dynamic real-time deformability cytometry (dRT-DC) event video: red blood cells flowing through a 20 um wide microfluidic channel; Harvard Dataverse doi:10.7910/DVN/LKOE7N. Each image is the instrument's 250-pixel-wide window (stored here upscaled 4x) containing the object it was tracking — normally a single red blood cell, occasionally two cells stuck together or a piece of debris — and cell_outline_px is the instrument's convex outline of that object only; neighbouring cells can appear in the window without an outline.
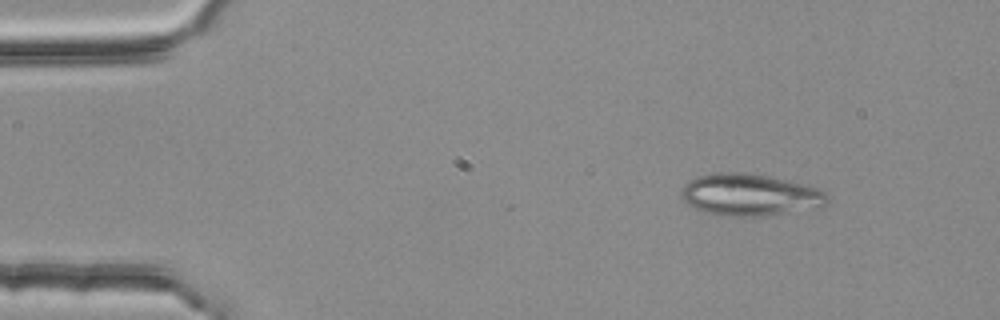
{"species": "common noctule bat (a hibernating species)", "species_latin": "Nyctalus noctula", "temperature_condition": "room temperature", "stored_images_in_passage": 3, "camera_frame_rate_fps": 3000, "um_per_image_px": 0.085, "animal": {"sex": "female", "body_mass_g": 25.1}, "frame": {"image": 1, "passage_image": 1, "time_ms": 0.0, "image_size_px": [1000, 320], "cell_outline_px": [[828, 204], [820, 208], [764, 216], [716, 216], [704, 212], [688, 204], [680, 196], [684, 184], [696, 176], [716, 172], [740, 172], [768, 176], [816, 188], [824, 192], [828, 196]], "centroid_in_image_um": [63.72, 16.58], "position_along_channel_um": 21.3, "area_um2": 35.78}}